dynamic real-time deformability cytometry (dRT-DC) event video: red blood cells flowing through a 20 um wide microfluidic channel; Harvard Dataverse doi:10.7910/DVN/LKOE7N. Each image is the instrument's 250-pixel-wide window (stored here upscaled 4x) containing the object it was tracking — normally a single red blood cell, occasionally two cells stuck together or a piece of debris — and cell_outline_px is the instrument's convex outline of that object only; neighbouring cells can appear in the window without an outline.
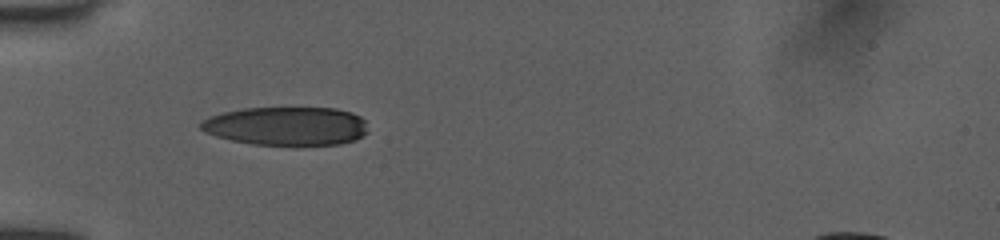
{"species": "human", "species_latin": "Homo sapiens", "temperature_condition": "room temperature", "stored_images_in_passage": 20, "camera_frame_rate_fps": 3000, "um_per_image_px": 0.085, "donor": {"sex": "female"}, "frame": {"image": 1, "passage_image": 1, "time_ms": 0.0, "image_size_px": [1000, 240], "cell_outline_px": [[368, 132], [356, 140], [340, 144], [252, 144], [232, 140], [216, 136], [204, 132], [200, 128], [200, 120], [208, 116], [224, 112], [244, 108], [336, 108], [352, 112], [360, 116], [364, 120]], "centroid_in_image_um": [24.34, 10.7], "position_along_channel_um": 60.7, "area_um2": 37.57}}
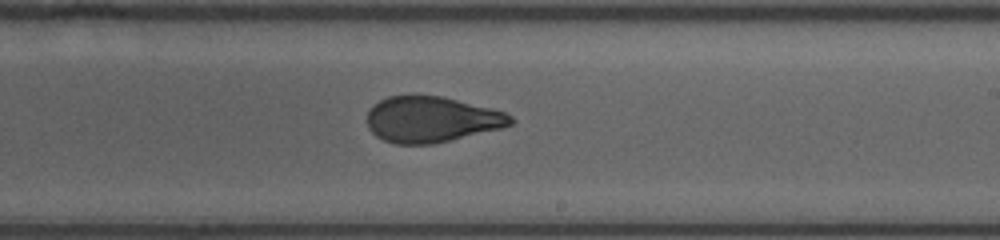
{"frame": {"image": 2, "passage_image": 9, "time_ms": 5.0, "image_size_px": [1000, 240], "cell_outline_px": [[516, 120], [512, 124], [500, 128], [432, 144], [396, 144], [384, 140], [376, 136], [368, 128], [368, 108], [380, 100], [388, 96], [444, 96], [508, 112]], "centroid_in_image_um": [36.69, 10.14], "position_along_channel_um": 252.3, "area_um2": 38.32}}
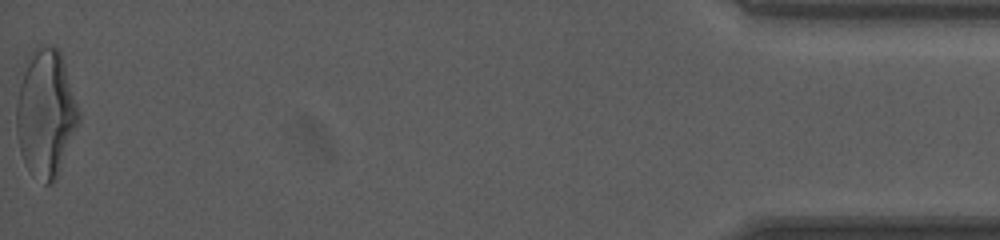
{"frame": {"image": 3, "passage_image": 20, "time_ms": 11.667, "image_size_px": [1000, 240], "cell_outline_px": [[80, 120], [56, 180], [52, 184], [44, 184], [28, 168], [20, 152], [16, 132], [16, 104], [24, 60], [28, 52], [36, 44], [56, 44], [60, 48], [80, 112]], "centroid_in_image_um": [3.88, 9.52], "position_along_channel_um": 431.3, "area_um2": 47.22}, "authors_computed_cell_mechanics": {"area_um2": 39.7086, "velocity_mm_per_s": 3.9918, "shape_relaxation_time_tau1_ms": 5.3761, "shape_relaxation_time_tau2_ms": 1.0109, "deformation_change_tau1": 0.188, "deformation_change_tau2": 0.071}}